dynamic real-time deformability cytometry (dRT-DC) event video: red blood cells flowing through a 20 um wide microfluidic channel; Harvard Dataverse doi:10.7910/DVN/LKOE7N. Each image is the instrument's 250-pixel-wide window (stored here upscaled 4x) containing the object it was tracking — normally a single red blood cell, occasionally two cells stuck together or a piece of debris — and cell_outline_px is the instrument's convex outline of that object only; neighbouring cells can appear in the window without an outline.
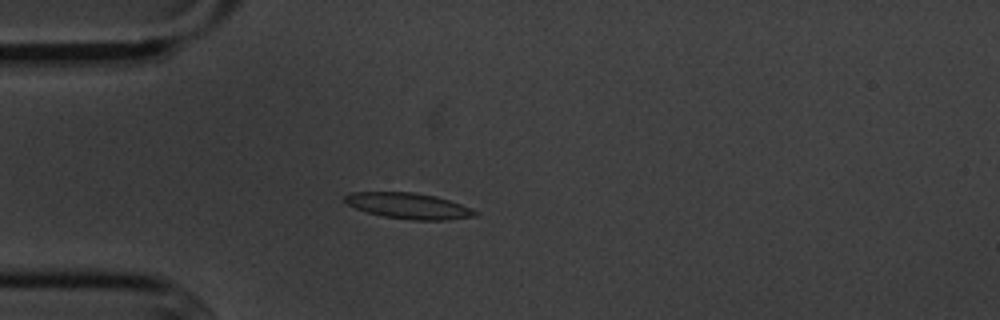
{"species": "common noctule bat (a hibernating species)", "species_latin": "Nyctalus noctula", "temperature_condition": "cold", "stored_images_in_passage": 41, "camera_frame_rate_fps": 3000, "um_per_image_px": 0.085, "animal": {"sex": "male", "body_mass_g": 20.1, "forearm_length_mm": 53.5}, "frame": {"image": 1, "passage_image": 1, "time_ms": 0.0, "image_size_px": [1000, 320], "cell_outline_px": [[480, 212], [476, 216], [444, 220], [412, 220], [384, 216], [368, 212], [356, 208], [348, 204], [344, 200], [344, 196], [352, 192], [412, 192], [436, 196], [472, 208]], "centroid_in_image_um": [34.76, 17.49], "position_along_channel_um": 50.2, "area_um2": 19.48}}
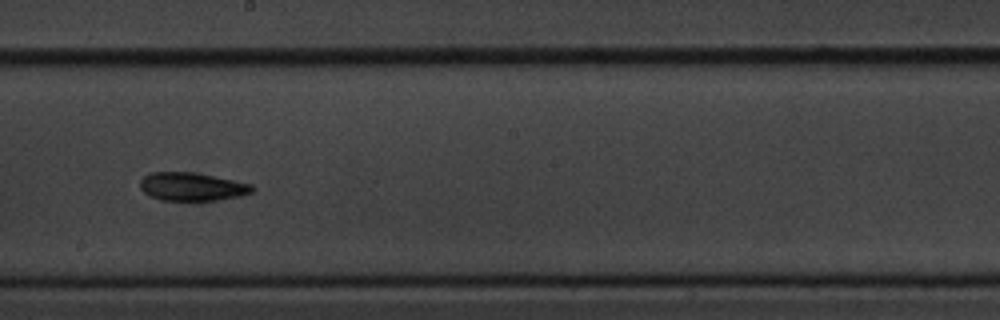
{"frame": {"image": 2, "passage_image": 17, "time_ms": 5.333, "image_size_px": [1000, 320], "cell_outline_px": [[256, 188], [252, 192], [240, 196], [216, 200], [160, 200], [148, 196], [140, 188], [140, 180], [144, 176], [152, 172], [192, 172], [252, 184]], "centroid_in_image_um": [16.3, 15.87], "position_along_channel_um": 231.9, "area_um2": 18.38}}
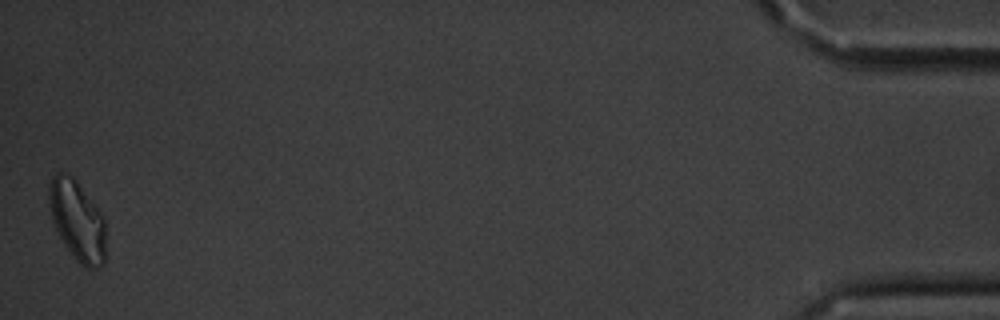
{"frame": {"image": 3, "passage_image": 41, "time_ms": 13.333, "image_size_px": [1000, 320], "cell_outline_px": [[104, 264], [96, 268], [84, 268], [76, 260], [64, 244], [52, 220], [48, 196], [48, 188], [52, 176], [56, 172], [60, 172], [72, 176], [76, 180], [104, 216]], "centroid_in_image_um": [6.56, 18.74], "position_along_channel_um": 428.6, "area_um2": 26.3}, "authors_computed_cell_mechanics": {"area_um2": 18.7272, "velocity_mm_per_s": 3.5962, "shape_relaxation_time_tau1_ms": 7.4693, "shape_relaxation_time_tau2_ms": 6.5864, "deformation_change_tau1": 0.151, "deformation_change_tau2": 0.1319}}